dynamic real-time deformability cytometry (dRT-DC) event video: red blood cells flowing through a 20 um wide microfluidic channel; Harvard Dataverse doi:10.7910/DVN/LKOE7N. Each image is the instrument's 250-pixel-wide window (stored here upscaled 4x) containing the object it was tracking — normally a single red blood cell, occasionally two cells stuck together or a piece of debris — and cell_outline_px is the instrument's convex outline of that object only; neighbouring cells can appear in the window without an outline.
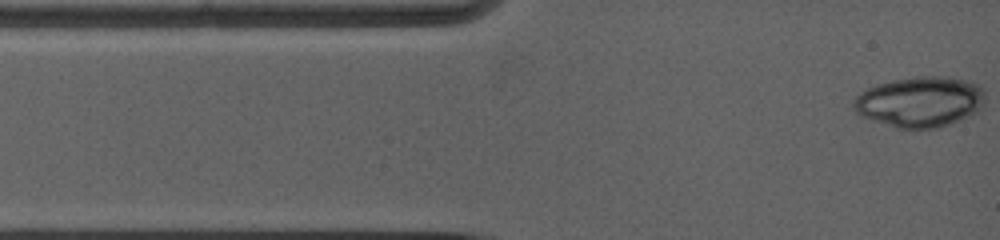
{"species": "common noctule bat (a hibernating species)", "species_latin": "Nyctalus noctula", "temperature_condition": "warm", "stored_images_in_passage": 5, "camera_frame_rate_fps": 5000, "um_per_image_px": 0.085, "animal": {"sex": "female", "body_mass_g": 19.0, "forearm_length_mm": 53.3}, "frame": {"image": 1, "passage_image": 1, "time_ms": 0.0, "image_size_px": [1000, 240], "cell_outline_px": [[984, 96], [976, 108], [972, 112], [944, 124], [928, 128], [900, 128], [868, 116], [860, 112], [856, 108], [856, 100], [868, 88], [892, 80], [916, 76], [948, 76], [968, 80], [976, 84], [980, 88]], "centroid_in_image_um": [78.22, 8.59], "position_along_channel_um": 6.8, "area_um2": 36.41}}